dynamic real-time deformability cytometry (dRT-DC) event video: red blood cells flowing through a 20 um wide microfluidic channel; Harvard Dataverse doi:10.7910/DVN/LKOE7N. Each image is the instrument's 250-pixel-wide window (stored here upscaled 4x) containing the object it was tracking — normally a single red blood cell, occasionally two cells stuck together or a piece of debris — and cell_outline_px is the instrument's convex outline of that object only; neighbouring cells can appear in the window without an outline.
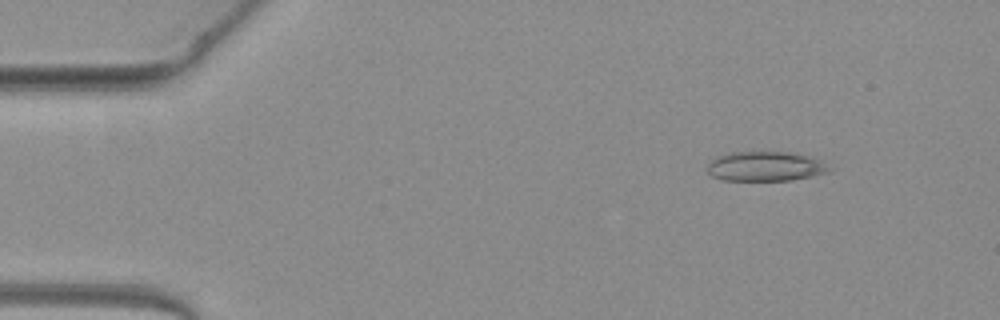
{"species": "common noctule bat (a hibernating species)", "species_latin": "Nyctalus noctula", "temperature_condition": "warm", "stored_images_in_passage": 51, "camera_frame_rate_fps": 3000, "um_per_image_px": 0.085, "animal": {"sex": "female", "body_mass_g": 19.3, "forearm_length_mm": 54.1}, "frame": {"image": 1, "passage_image": 6, "time_ms": 1.667, "image_size_px": [1000, 320], "cell_outline_px": [[832, 172], [792, 180], [724, 180], [712, 176], [708, 172], [708, 164], [716, 156], [728, 152], [788, 152], [808, 156], [820, 160]], "centroid_in_image_um": [65.04, 14.14], "position_along_channel_um": 20.0, "area_um2": 20.92}}
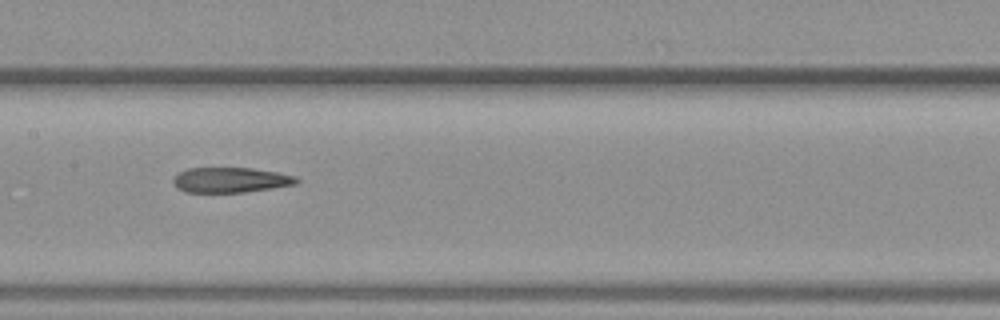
{"frame": {"image": 2, "passage_image": 25, "time_ms": 8.0, "image_size_px": [1000, 320], "cell_outline_px": [[300, 180], [296, 184], [272, 188], [244, 192], [184, 192], [172, 180], [180, 172], [188, 168], [252, 168], [276, 172], [296, 176]], "centroid_in_image_um": [19.64, 15.29], "position_along_channel_um": 187.8, "area_um2": 17.86}}
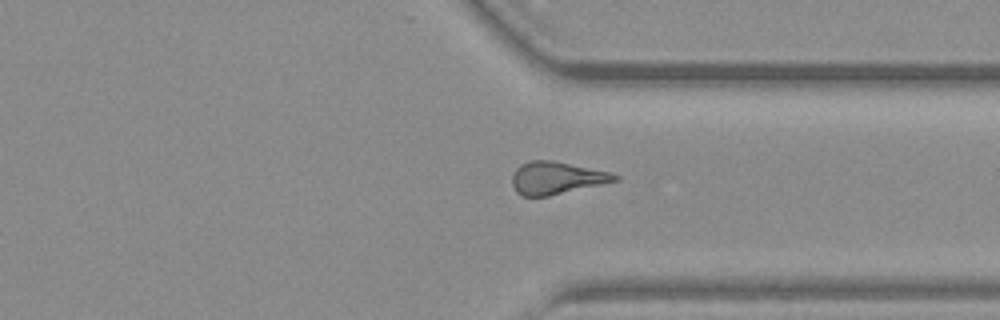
{"frame": {"image": 3, "passage_image": 38, "time_ms": 12.333, "image_size_px": [1000, 320], "cell_outline_px": [[620, 180], [548, 196], [520, 196], [516, 192], [512, 184], [512, 176], [516, 168], [520, 164], [528, 160], [552, 160], [612, 172], [620, 176]], "centroid_in_image_um": [47.3, 15.12], "position_along_channel_um": 364.1, "area_um2": 19.59}, "authors_computed_cell_mechanics": {"area_um2": 19.5942, "velocity_mm_per_s": 4.0805, "shape_relaxation_time_tau1_ms": null, "shape_relaxation_time_tau2_ms": 8.3967, "deformation_change_tau1": null, "deformation_change_tau2": 0.2537}}